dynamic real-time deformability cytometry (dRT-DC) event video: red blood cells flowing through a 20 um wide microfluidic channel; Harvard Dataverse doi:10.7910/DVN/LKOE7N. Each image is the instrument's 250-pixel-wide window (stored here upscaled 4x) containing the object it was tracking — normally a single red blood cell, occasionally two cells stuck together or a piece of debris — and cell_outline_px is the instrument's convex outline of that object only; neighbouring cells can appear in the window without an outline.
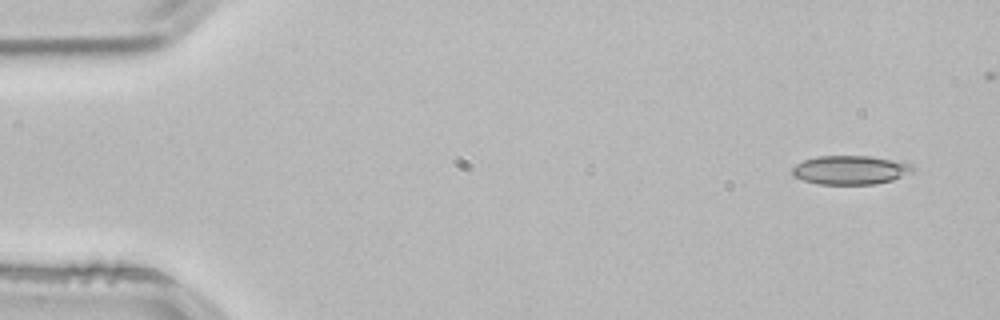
{"species": "common noctule bat (a hibernating species)", "species_latin": "Nyctalus noctula", "temperature_condition": "room temperature", "stored_images_in_passage": 41, "camera_frame_rate_fps": 3000, "um_per_image_px": 0.085, "animal": {"sex": "male", "body_mass_g": 21.5, "forearm_length_mm": 52.0}, "frame": {"image": 1, "passage_image": 1, "time_ms": 0.0, "image_size_px": [1000, 320], "cell_outline_px": [[912, 172], [892, 180], [876, 184], [816, 184], [792, 176], [792, 168], [796, 164], [804, 160], [816, 156], [868, 156], [892, 160], [912, 164]], "centroid_in_image_um": [72.23, 14.45], "position_along_channel_um": 12.8, "area_um2": 20.17}}
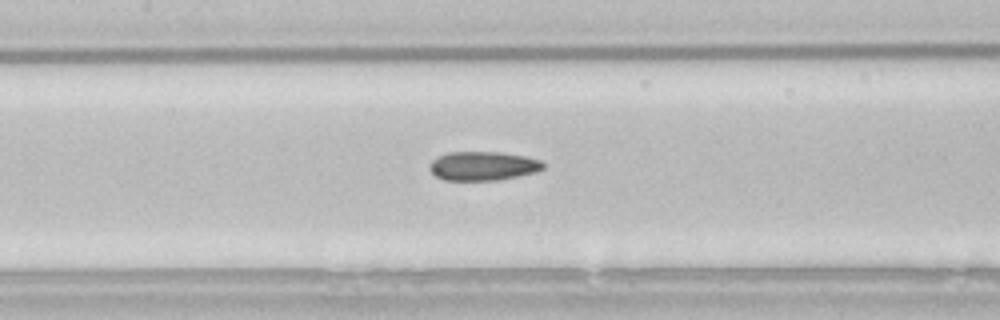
{"frame": {"image": 2, "passage_image": 22, "time_ms": 7.0, "image_size_px": [1000, 320], "cell_outline_px": [[544, 168], [536, 172], [496, 180], [444, 180], [436, 176], [428, 168], [428, 164], [432, 160], [448, 152], [500, 152], [524, 156], [540, 160], [544, 164]], "centroid_in_image_um": [41.03, 14.1], "position_along_channel_um": 166.4, "area_um2": 19.07}}
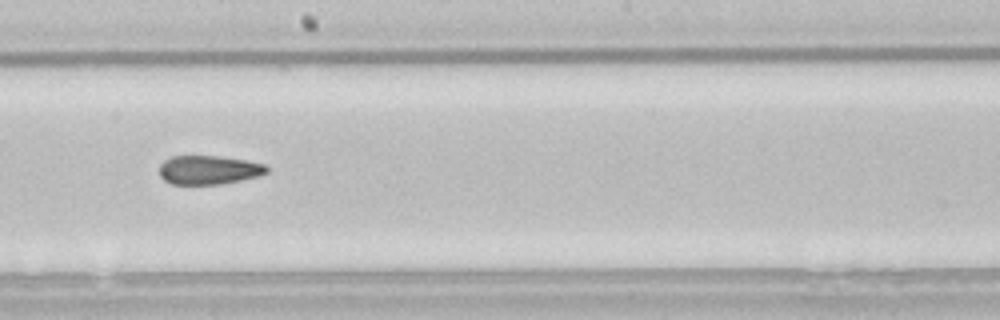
{"frame": {"image": 3, "passage_image": 27, "time_ms": 8.667, "image_size_px": [1000, 320], "cell_outline_px": [[268, 172], [256, 176], [224, 184], [172, 184], [164, 180], [160, 176], [160, 164], [164, 160], [172, 156], [220, 156], [244, 160], [264, 164], [268, 168]], "centroid_in_image_um": [17.72, 14.44], "position_along_channel_um": 230.5, "area_um2": 17.98}}